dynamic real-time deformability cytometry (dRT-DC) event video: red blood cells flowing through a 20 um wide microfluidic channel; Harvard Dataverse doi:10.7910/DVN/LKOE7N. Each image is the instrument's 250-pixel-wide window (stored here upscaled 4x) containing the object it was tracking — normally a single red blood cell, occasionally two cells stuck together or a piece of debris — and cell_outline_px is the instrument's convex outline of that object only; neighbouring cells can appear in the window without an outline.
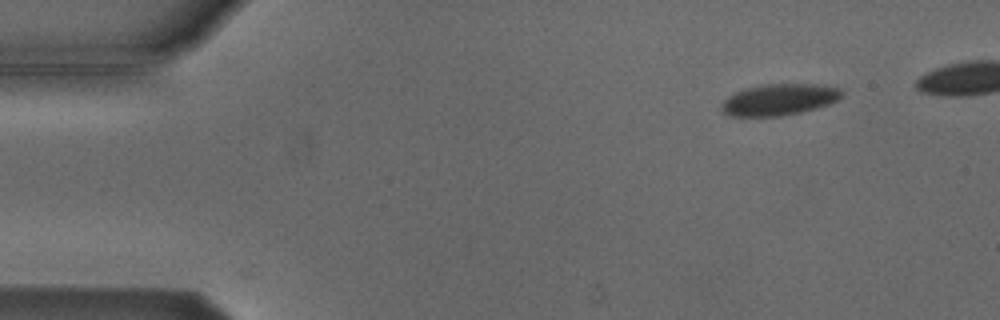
{"species": "Egyptian fruit bat (a non-hibernating species)", "species_latin": "Rousettus aegyptiacus", "temperature_condition": "cold", "stored_images_in_passage": 4, "camera_frame_rate_fps": 3000, "um_per_image_px": 0.085, "animal": {"sex": "male"}, "frame": {"image": 1, "passage_image": 1, "time_ms": 0.0, "image_size_px": [1000, 320], "cell_outline_px": [[844, 96], [828, 104], [816, 108], [800, 112], [780, 116], [732, 116], [720, 112], [720, 104], [728, 96], [744, 88], [764, 84], [824, 84], [844, 88]], "centroid_in_image_um": [66.25, 8.45], "position_along_channel_um": 18.7, "area_um2": 22.37}}